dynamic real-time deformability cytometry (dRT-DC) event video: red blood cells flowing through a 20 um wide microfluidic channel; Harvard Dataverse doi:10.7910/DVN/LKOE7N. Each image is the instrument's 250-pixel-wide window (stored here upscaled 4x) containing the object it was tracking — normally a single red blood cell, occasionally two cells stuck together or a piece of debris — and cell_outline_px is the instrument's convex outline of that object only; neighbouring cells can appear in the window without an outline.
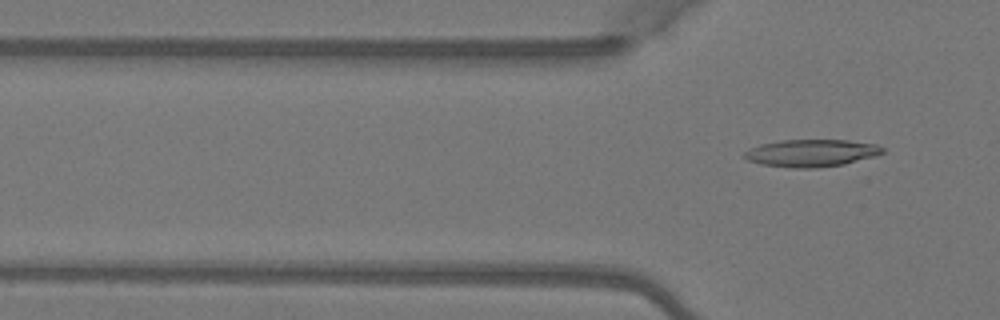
{"species": "Egyptian fruit bat (a non-hibernating species)", "species_latin": "Rousettus aegyptiacus", "temperature_condition": "warm", "stored_images_in_passage": 6, "segment_of_instrument_passage": [2, 2], "camera_frame_rate_fps": 3000, "um_per_image_px": 0.085, "animal": {"sex": "female"}, "frame": {"image": 1, "passage_image": 6, "time_ms": 1.667, "image_size_px": [1000, 320], "cell_outline_px": [[884, 152], [876, 156], [844, 164], [816, 168], [788, 168], [760, 164], [748, 160], [740, 156], [744, 152], [760, 144], [780, 140], [848, 140], [876, 144], [884, 148]], "centroid_in_image_um": [68.95, 13.01], "position_along_channel_um": 56.9, "area_um2": 22.2}}